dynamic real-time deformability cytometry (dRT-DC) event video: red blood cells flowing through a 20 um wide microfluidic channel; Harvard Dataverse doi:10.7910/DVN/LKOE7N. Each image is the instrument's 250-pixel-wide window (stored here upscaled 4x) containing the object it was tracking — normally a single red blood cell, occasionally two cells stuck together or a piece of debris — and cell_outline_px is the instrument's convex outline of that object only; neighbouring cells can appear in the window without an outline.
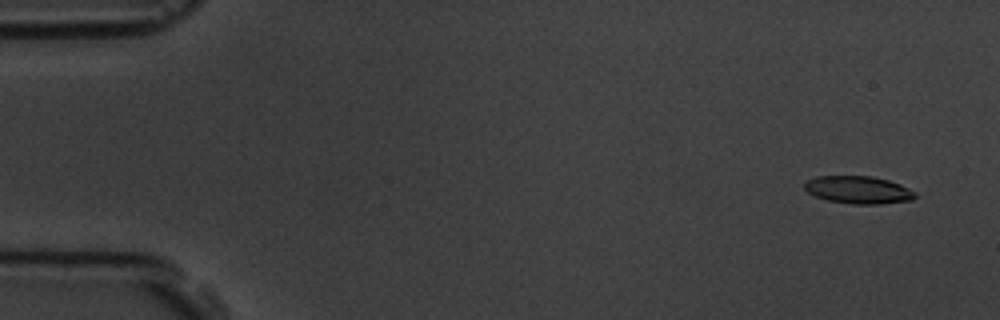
{"species": "common noctule bat (a hibernating species)", "species_latin": "Nyctalus noctula", "temperature_condition": "room temperature", "stored_images_in_passage": 7, "camera_frame_rate_fps": 3000, "um_per_image_px": 0.085, "animal": {"sex": "male", "body_mass_g": 19.5, "forearm_length_mm": 54.6}, "frame": {"image": 1, "passage_image": 1, "time_ms": 0.0, "image_size_px": [1000, 320], "cell_outline_px": [[916, 196], [912, 200], [880, 204], [852, 204], [828, 200], [816, 196], [808, 192], [804, 188], [804, 184], [808, 180], [816, 176], [872, 176], [888, 180], [900, 184], [916, 192]], "centroid_in_image_um": [72.97, 16.14], "position_along_channel_um": 12.0, "area_um2": 17.74}}
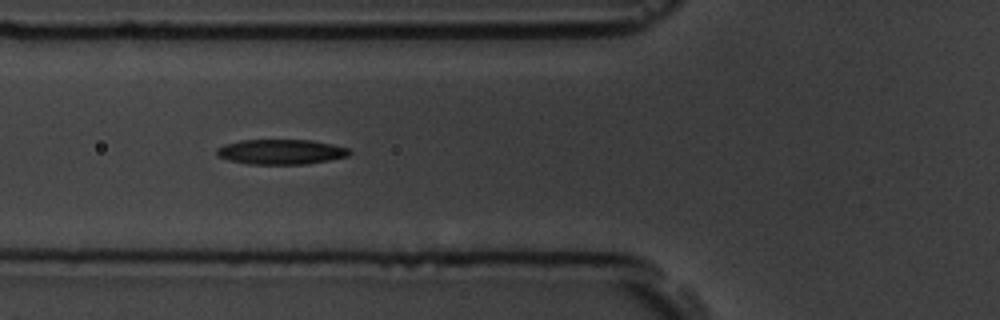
{"frame": {"image": 2, "passage_image": 6, "time_ms": 5.667, "image_size_px": [1000, 320], "cell_outline_px": [[352, 152], [348, 156], [328, 160], [304, 164], [248, 164], [228, 160], [216, 156], [216, 148], [224, 144], [240, 140], [312, 140], [332, 144], [348, 148]], "centroid_in_image_um": [23.84, 12.9], "position_along_channel_um": 102.0, "area_um2": 19.42}}
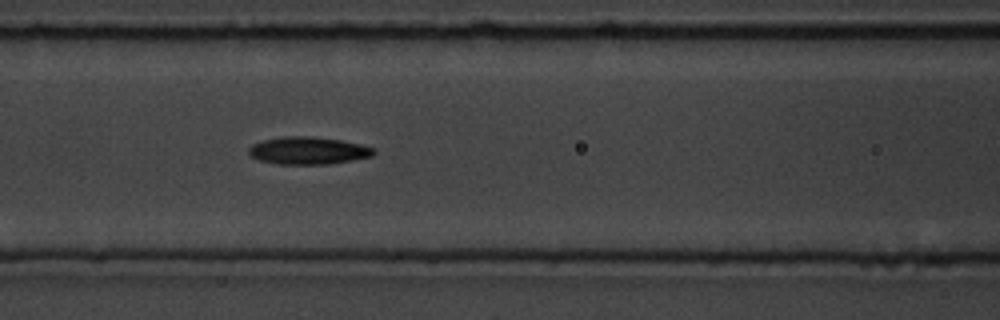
{"frame": {"image": 3, "passage_image": 7, "time_ms": 6.667, "image_size_px": [1000, 320], "cell_outline_px": [[376, 152], [372, 156], [328, 164], [276, 164], [260, 160], [252, 156], [248, 152], [248, 148], [252, 144], [264, 140], [284, 136], [312, 136], [340, 140], [360, 144], [376, 148]], "centroid_in_image_um": [26.2, 12.79], "position_along_channel_um": 140.4, "area_um2": 19.94}}